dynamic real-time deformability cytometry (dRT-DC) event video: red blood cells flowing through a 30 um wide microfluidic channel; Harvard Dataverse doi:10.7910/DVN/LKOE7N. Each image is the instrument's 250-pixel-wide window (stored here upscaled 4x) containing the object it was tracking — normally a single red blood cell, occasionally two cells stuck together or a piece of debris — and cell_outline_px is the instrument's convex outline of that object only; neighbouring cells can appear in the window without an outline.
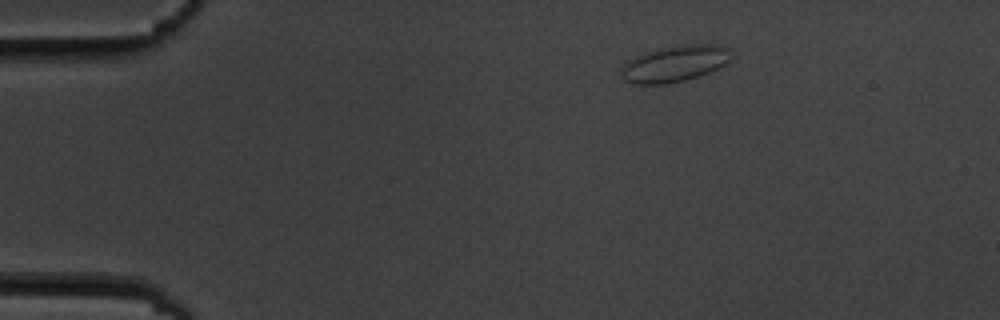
{"species": "common noctule bat (a hibernating species)", "species_latin": "Nyctalus noctula", "temperature_condition": "cold", "stored_images_in_passage": 4, "camera_frame_rate_fps": 3000, "um_per_image_px": 0.085, "animal": {"sex": "male", "body_mass_g": 19.5, "forearm_length_mm": 54.6}, "frame": {"image": 1, "passage_image": 1, "time_ms": 0.0, "image_size_px": [1000, 320], "cell_outline_px": [[728, 64], [700, 76], [668, 84], [632, 84], [624, 80], [620, 68], [628, 60], [636, 56], [660, 48], [684, 44], [720, 44], [728, 48]], "centroid_in_image_um": [57.34, 5.42], "position_along_channel_um": 27.7, "area_um2": 23.24}}
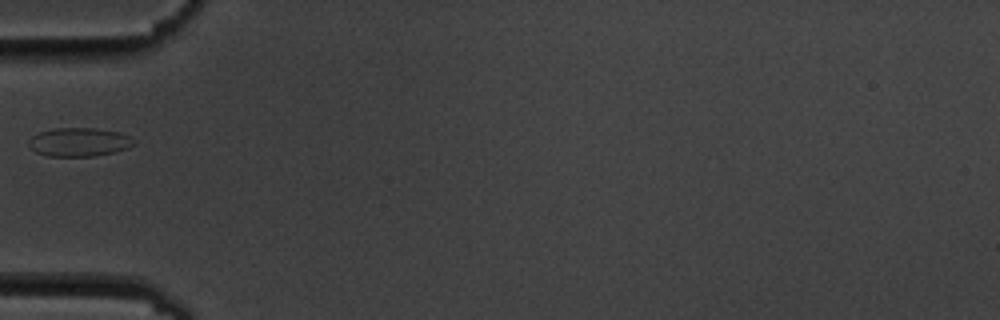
{"frame": {"image": 2, "passage_image": 4, "time_ms": 3.333, "image_size_px": [1000, 320], "cell_outline_px": [[136, 144], [128, 148], [96, 156], [48, 156], [36, 152], [28, 144], [28, 140], [32, 136], [40, 132], [56, 128], [96, 128], [120, 132], [136, 140]], "centroid_in_image_um": [6.75, 12.07], "position_along_channel_um": 78.3, "area_um2": 17.57}}